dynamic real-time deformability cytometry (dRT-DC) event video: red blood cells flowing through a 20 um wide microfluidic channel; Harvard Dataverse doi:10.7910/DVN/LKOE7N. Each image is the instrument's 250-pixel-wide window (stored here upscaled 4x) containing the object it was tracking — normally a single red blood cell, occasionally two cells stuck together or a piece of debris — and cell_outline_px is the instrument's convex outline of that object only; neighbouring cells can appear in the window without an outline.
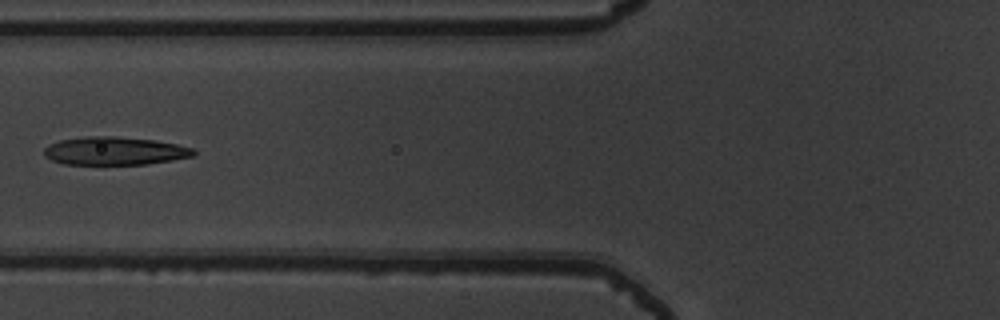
{"species": "common noctule bat (a hibernating species)", "species_latin": "Nyctalus noctula", "temperature_condition": "warm", "stored_images_in_passage": 7, "camera_frame_rate_fps": 3000, "um_per_image_px": 0.085, "animal": {"sex": "male", "body_mass_g": 19.5, "forearm_length_mm": 54.6}, "frame": {"image": 1, "passage_image": 7, "time_ms": 2.0, "image_size_px": [1000, 320], "cell_outline_px": [[196, 152], [192, 156], [172, 160], [148, 164], [64, 164], [52, 160], [44, 156], [44, 148], [48, 144], [60, 140], [84, 136], [116, 136], [156, 140], [176, 144], [192, 148]], "centroid_in_image_um": [9.72, 12.82], "position_along_channel_um": 116.1, "area_um2": 24.57}}